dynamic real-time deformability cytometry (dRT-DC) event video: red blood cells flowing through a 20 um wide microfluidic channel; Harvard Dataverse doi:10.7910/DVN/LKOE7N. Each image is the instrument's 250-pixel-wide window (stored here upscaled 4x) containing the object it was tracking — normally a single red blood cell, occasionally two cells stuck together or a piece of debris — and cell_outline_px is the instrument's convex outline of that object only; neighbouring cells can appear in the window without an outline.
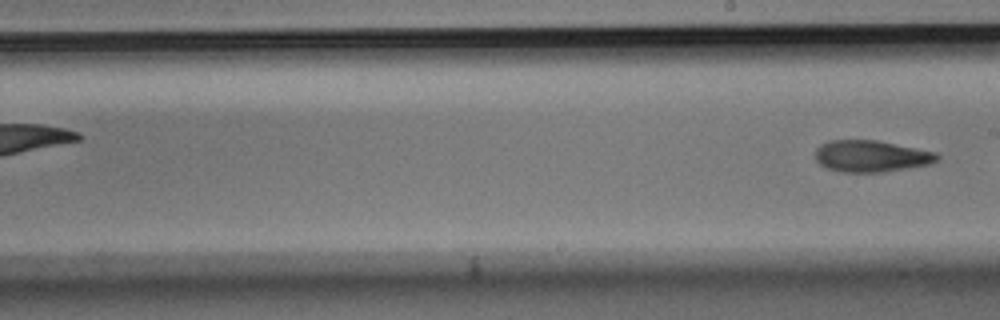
{"species": "Egyptian fruit bat (a non-hibernating species)", "species_latin": "Rousettus aegyptiacus", "temperature_condition": "room temperature", "stored_images_in_passage": 11, "segment_of_instrument_passage": [2, 2], "camera_frame_rate_fps": 3000, "um_per_image_px": 0.085, "animal": {"sex": "male"}, "frame": {"image": 1, "passage_image": 11, "time_ms": 12.667, "image_size_px": [1000, 320], "cell_outline_px": [[940, 156], [936, 160], [928, 164], [908, 168], [884, 172], [840, 172], [828, 168], [820, 164], [816, 160], [816, 148], [820, 144], [828, 140], [876, 140], [936, 152]], "centroid_in_image_um": [74.02, 13.27], "position_along_channel_um": 215.0, "area_um2": 22.37}}